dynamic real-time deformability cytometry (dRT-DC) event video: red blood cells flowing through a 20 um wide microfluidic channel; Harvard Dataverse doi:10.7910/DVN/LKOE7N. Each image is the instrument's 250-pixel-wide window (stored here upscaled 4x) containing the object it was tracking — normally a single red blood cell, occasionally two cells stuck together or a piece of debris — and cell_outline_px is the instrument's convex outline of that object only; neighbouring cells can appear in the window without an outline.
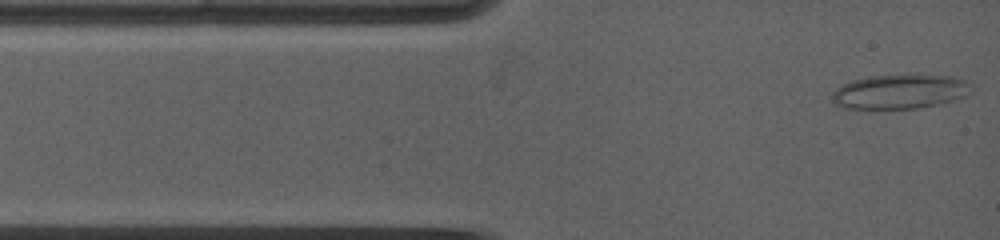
{"species": "common noctule bat (a hibernating species)", "species_latin": "Nyctalus noctula", "temperature_condition": "warm", "stored_images_in_passage": 74, "camera_frame_rate_fps": 5000, "um_per_image_px": 0.085, "animal": {"sex": "female", "body_mass_g": 19.0, "forearm_length_mm": 53.3}, "frame": {"image": 1, "passage_image": 1, "time_ms": 0.0, "image_size_px": [1000, 240], "cell_outline_px": [[972, 84], [964, 96], [952, 100], [936, 104], [916, 108], [844, 108], [836, 104], [832, 100], [832, 92], [836, 88], [852, 80], [868, 76], [952, 76], [964, 80]], "centroid_in_image_um": [76.43, 7.79], "position_along_channel_um": 8.6, "area_um2": 27.11}}
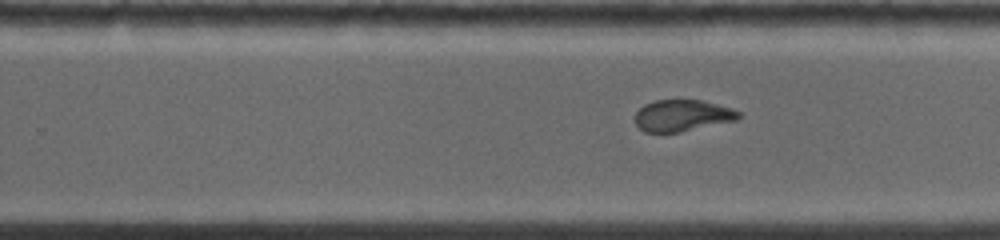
{"frame": {"image": 2, "passage_image": 29, "time_ms": 7.8, "image_size_px": [1000, 240], "cell_outline_px": [[740, 116], [736, 120], [680, 132], [644, 132], [636, 124], [636, 112], [644, 104], [656, 100], [700, 100], [732, 108], [740, 112]], "centroid_in_image_um": [57.99, 9.82], "position_along_channel_um": 271.8, "area_um2": 18.84}}
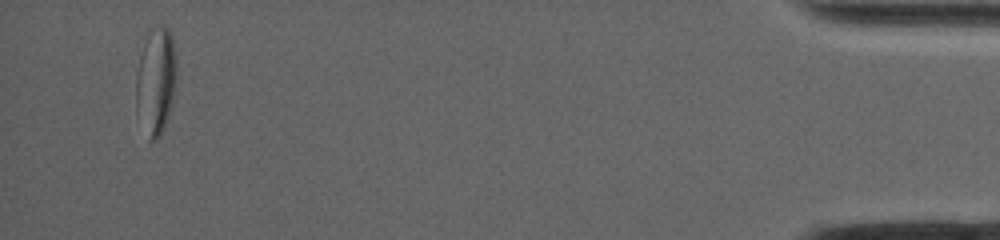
{"frame": {"image": 3, "passage_image": 74, "time_ms": 14.6, "image_size_px": [1000, 240], "cell_outline_px": [[176, 76], [172, 100], [168, 120], [160, 136], [156, 140], [148, 140], [136, 112], [136, 76], [140, 56], [148, 32], [152, 28], [168, 28], [172, 36], [176, 52]], "centroid_in_image_um": [13.25, 6.94], "position_along_channel_um": 422.0, "area_um2": 25.37}, "authors_computed_cell_mechanics": {"area_um2": 21.8484, "velocity_mm_per_s": 3.9353, "shape_relaxation_time_tau1_ms": null, "shape_relaxation_time_tau2_ms": 1.7194, "deformation_change_tau1": null, "deformation_change_tau2": 0.072}}